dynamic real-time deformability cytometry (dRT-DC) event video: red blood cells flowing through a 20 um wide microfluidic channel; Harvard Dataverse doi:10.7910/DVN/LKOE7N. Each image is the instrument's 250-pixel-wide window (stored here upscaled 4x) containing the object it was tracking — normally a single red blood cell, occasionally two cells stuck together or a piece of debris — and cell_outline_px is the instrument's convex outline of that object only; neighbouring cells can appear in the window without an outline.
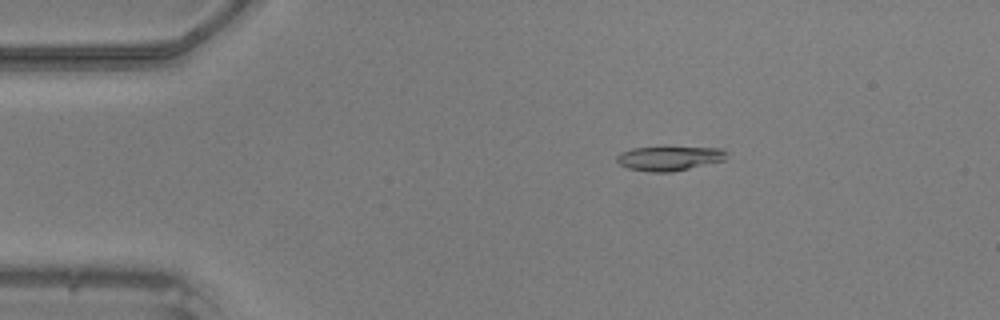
{"species": "common noctule bat (a hibernating species)", "species_latin": "Nyctalus noctula", "temperature_condition": "warm", "stored_images_in_passage": 48, "camera_frame_rate_fps": 3000, "um_per_image_px": 0.085, "animal": {"sex": "male", "body_mass_g": 20.5, "forearm_length_mm": 52.5}, "frame": {"image": 1, "passage_image": 8, "time_ms": 2.333, "image_size_px": [1000, 320], "cell_outline_px": [[728, 152], [724, 160], [672, 172], [652, 172], [628, 168], [620, 164], [616, 160], [616, 156], [620, 152], [632, 148], [664, 144], [720, 148]], "centroid_in_image_um": [56.88, 13.39], "position_along_channel_um": 28.1, "area_um2": 16.53}}
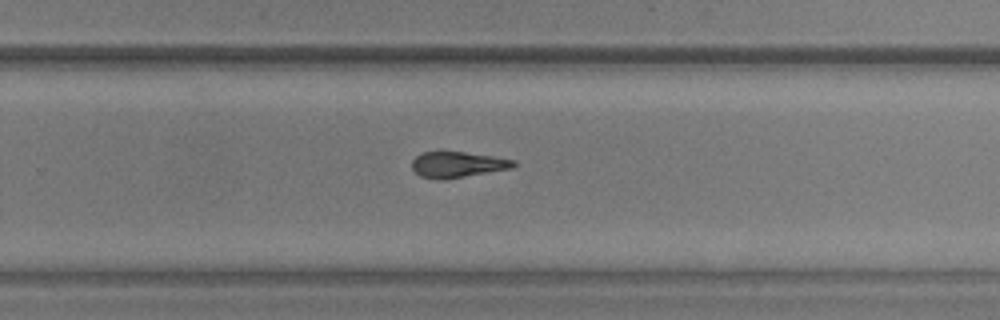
{"frame": {"image": 2, "passage_image": 31, "time_ms": 10.0, "image_size_px": [1000, 320], "cell_outline_px": [[516, 164], [512, 168], [444, 180], [436, 180], [420, 176], [412, 168], [412, 160], [416, 156], [424, 152], [464, 152], [492, 156], [516, 160]], "centroid_in_image_um": [38.88, 14.0], "position_along_channel_um": 290.9, "area_um2": 15.26}}
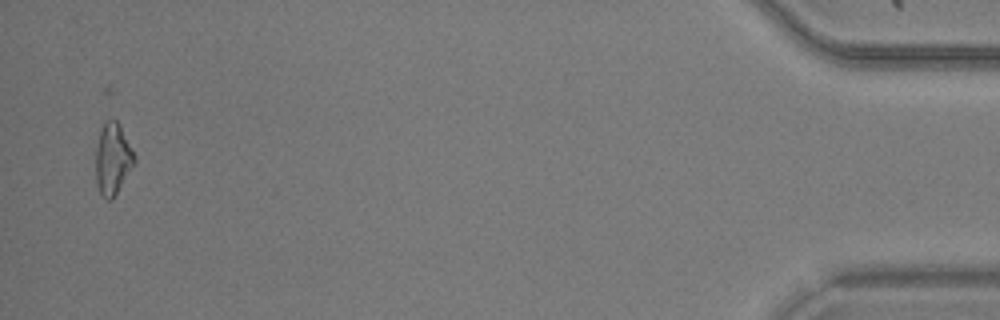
{"frame": {"image": 3, "passage_image": 47, "time_ms": 15.333, "image_size_px": [1000, 320], "cell_outline_px": [[136, 160], [112, 200], [108, 200], [100, 192], [96, 184], [96, 148], [100, 128], [104, 120], [116, 120], [120, 124]], "centroid_in_image_um": [9.55, 13.48], "position_along_channel_um": 425.6, "area_um2": 15.84}}